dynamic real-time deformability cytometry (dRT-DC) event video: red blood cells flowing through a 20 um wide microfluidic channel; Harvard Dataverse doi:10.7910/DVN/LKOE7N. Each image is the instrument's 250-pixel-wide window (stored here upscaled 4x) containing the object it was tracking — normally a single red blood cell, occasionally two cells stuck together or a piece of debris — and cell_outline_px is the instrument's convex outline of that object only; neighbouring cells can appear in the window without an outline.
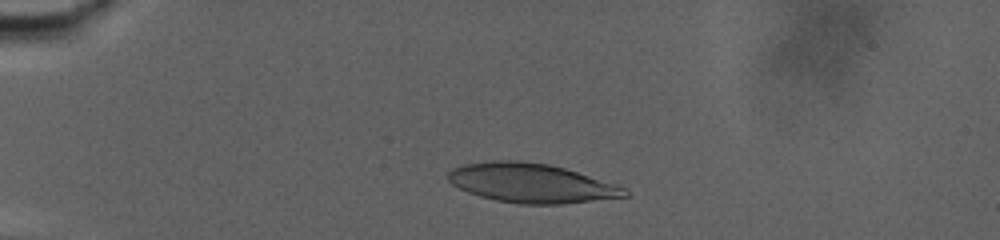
{"species": "human", "species_latin": "Homo sapiens", "temperature_condition": "warm", "stored_images_in_passage": 59, "camera_frame_rate_fps": 3000, "um_per_image_px": 0.085, "donor": {"sex": "male"}, "frame": {"image": 1, "passage_image": 13, "time_ms": 4.0, "image_size_px": [1000, 240], "cell_outline_px": [[628, 196], [560, 204], [520, 204], [496, 200], [480, 196], [468, 192], [452, 184], [448, 180], [448, 172], [452, 168], [464, 164], [492, 160], [516, 160], [548, 164], [564, 168], [616, 184], [624, 188], [628, 192]], "centroid_in_image_um": [45.13, 15.55], "position_along_channel_um": 39.9, "area_um2": 40.11}}
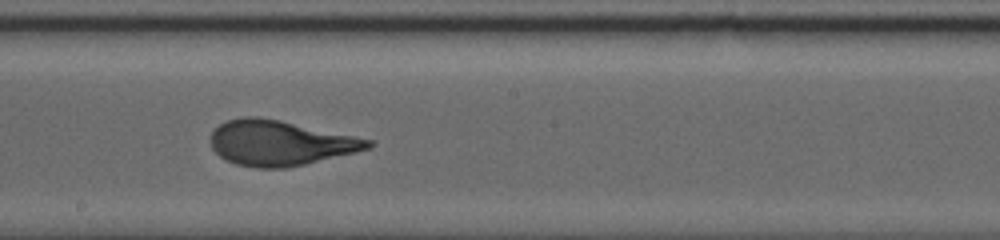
{"frame": {"image": 2, "passage_image": 38, "time_ms": 12.333, "image_size_px": [1000, 240], "cell_outline_px": [[376, 144], [372, 148], [356, 152], [304, 164], [284, 168], [256, 168], [236, 164], [220, 156], [212, 148], [212, 132], [220, 124], [228, 120], [244, 116], [256, 116], [280, 120], [372, 140]], "centroid_in_image_um": [23.82, 12.15], "position_along_channel_um": 224.4, "area_um2": 41.04}}
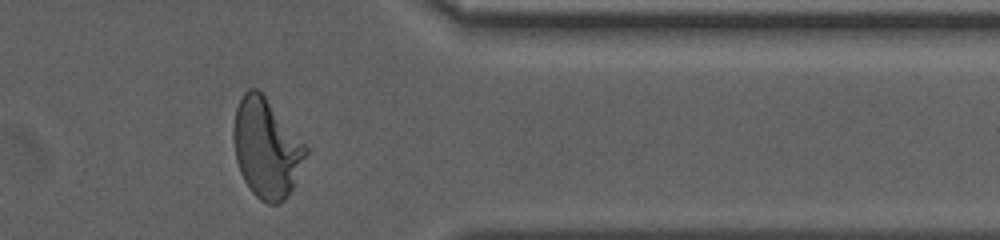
{"frame": {"image": 3, "passage_image": 56, "time_ms": 18.333, "image_size_px": [1000, 240], "cell_outline_px": [[308, 152], [296, 184], [288, 196], [280, 204], [268, 204], [260, 200], [252, 192], [244, 180], [240, 172], [236, 160], [232, 140], [232, 128], [236, 108], [244, 92], [248, 88], [256, 88], [264, 96], [308, 148]], "centroid_in_image_um": [22.63, 12.64], "position_along_channel_um": 388.8, "area_um2": 41.79}, "authors_computed_cell_mechanics": {"area_um2": 40.9224, "velocity_mm_per_s": 2.8847, "shape_relaxation_time_tau1_ms": 8.128, "shape_relaxation_time_tau2_ms": 0.9219, "deformation_change_tau1": 0.2841, "deformation_change_tau2": 0.077}}